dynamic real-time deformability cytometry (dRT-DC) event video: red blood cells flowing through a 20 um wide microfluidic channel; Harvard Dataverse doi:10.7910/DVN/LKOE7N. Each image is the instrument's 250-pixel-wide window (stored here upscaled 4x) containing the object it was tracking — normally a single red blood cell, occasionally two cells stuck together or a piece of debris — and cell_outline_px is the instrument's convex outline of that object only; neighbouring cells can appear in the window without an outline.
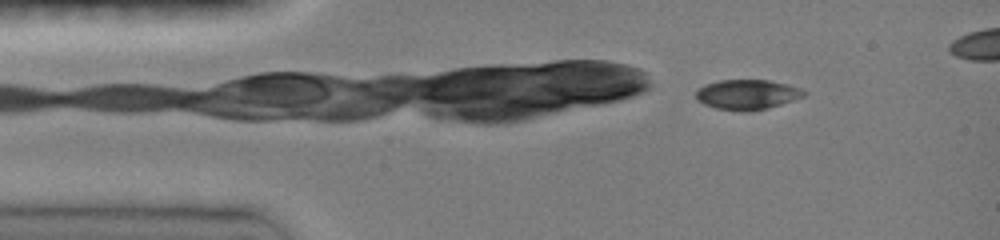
{"species": "common noctule bat (a hibernating species)", "species_latin": "Nyctalus noctula", "temperature_condition": "room temperature", "stored_images_in_passage": 39, "camera_frame_rate_fps": 3000, "um_per_image_px": 0.085, "animal": {"sex": "female", "body_mass_g": 19.0, "forearm_length_mm": 51.5}, "frame": {"image": 1, "passage_image": 1, "time_ms": 0.0, "image_size_px": [1000, 240], "cell_outline_px": [[808, 92], [804, 96], [768, 108], [748, 112], [740, 112], [716, 108], [704, 104], [696, 100], [696, 92], [704, 84], [720, 80], [768, 80], [788, 84], [800, 88]], "centroid_in_image_um": [63.5, 8.04], "position_along_channel_um": 21.5, "area_um2": 18.96}}
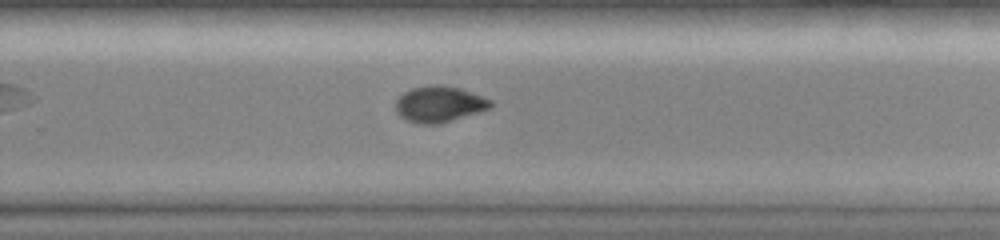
{"frame": {"image": 2, "passage_image": 25, "time_ms": 8.0, "image_size_px": [1000, 240], "cell_outline_px": [[492, 104], [488, 108], [476, 112], [436, 124], [424, 124], [408, 120], [400, 116], [396, 112], [396, 100], [404, 92], [412, 88], [432, 84], [436, 84], [460, 88], [492, 100]], "centroid_in_image_um": [37.29, 8.83], "position_along_channel_um": 292.5, "area_um2": 19.42}}
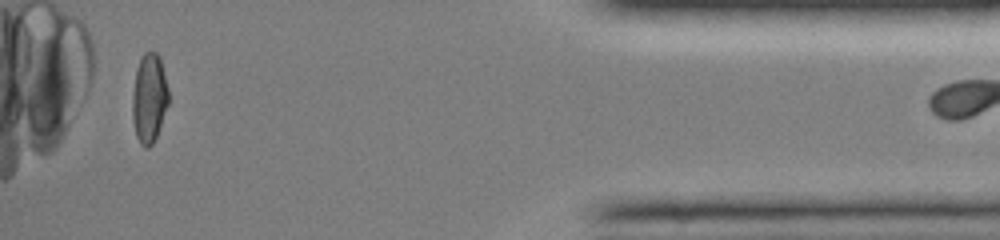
{"frame": {"image": 3, "passage_image": 38, "time_ms": 12.333, "image_size_px": [1000, 240], "cell_outline_px": [[168, 104], [156, 136], [152, 144], [148, 148], [144, 148], [140, 144], [136, 136], [132, 120], [132, 96], [136, 68], [144, 52], [156, 52], [160, 56], [168, 88]], "centroid_in_image_um": [12.67, 8.34], "position_along_channel_um": 422.5, "area_um2": 18.84}}